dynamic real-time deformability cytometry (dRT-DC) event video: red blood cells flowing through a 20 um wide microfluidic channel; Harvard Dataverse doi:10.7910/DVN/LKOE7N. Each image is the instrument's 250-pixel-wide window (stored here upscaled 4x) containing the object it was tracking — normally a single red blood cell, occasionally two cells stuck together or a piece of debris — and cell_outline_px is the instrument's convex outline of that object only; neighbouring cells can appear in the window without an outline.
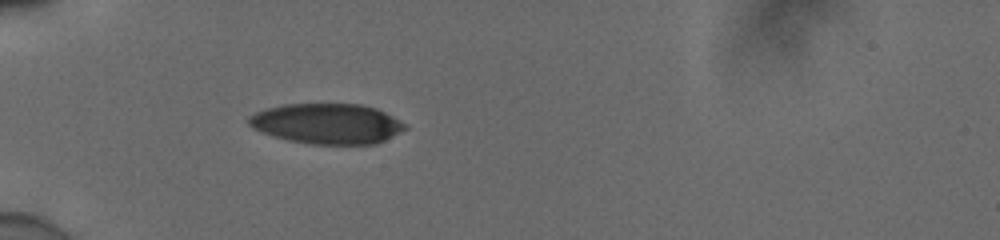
{"species": "human", "species_latin": "Homo sapiens", "temperature_condition": "cold", "stored_images_in_passage": 32, "camera_frame_rate_fps": 3000, "um_per_image_px": 0.085, "donor": {"sex": "male"}, "frame": {"image": 1, "passage_image": 1, "time_ms": 0.0, "image_size_px": [1000, 240], "cell_outline_px": [[408, 128], [376, 144], [312, 144], [288, 140], [252, 128], [248, 124], [248, 116], [256, 112], [268, 108], [284, 104], [360, 104], [376, 108], [408, 124]], "centroid_in_image_um": [27.83, 10.51], "position_along_channel_um": 57.2, "area_um2": 36.59}}
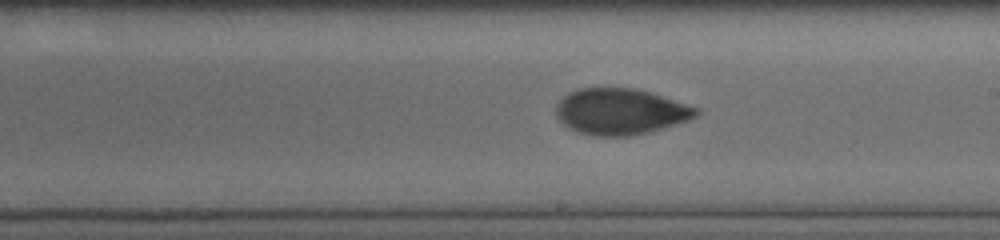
{"frame": {"image": 2, "passage_image": 16, "time_ms": 5.0, "image_size_px": [1000, 240], "cell_outline_px": [[700, 112], [696, 116], [688, 120], [648, 132], [628, 136], [596, 136], [580, 132], [568, 128], [556, 116], [556, 104], [568, 92], [580, 88], [636, 88], [700, 108]], "centroid_in_image_um": [52.72, 9.48], "position_along_channel_um": 236.3, "area_um2": 37.45}}
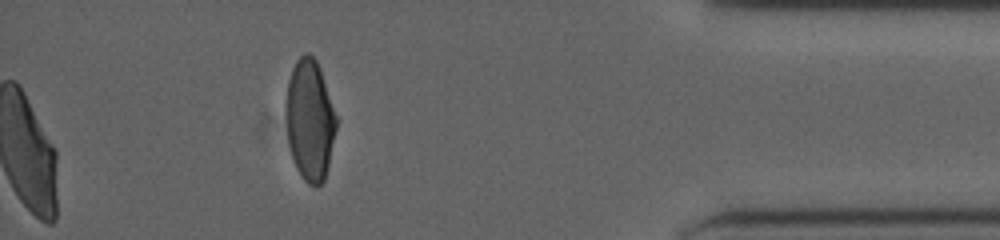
{"frame": {"image": 3, "passage_image": 32, "time_ms": 10.333, "image_size_px": [1000, 240], "cell_outline_px": [[336, 128], [328, 168], [324, 180], [316, 188], [308, 184], [300, 176], [296, 168], [292, 156], [288, 140], [284, 108], [284, 104], [288, 80], [292, 68], [296, 60], [304, 52], [308, 52], [316, 60], [320, 68], [336, 116]], "centroid_in_image_um": [26.31, 10.2], "position_along_channel_um": 408.9, "area_um2": 35.78}, "authors_computed_cell_mechanics": {"area_um2": 37.9746, "velocity_mm_per_s": 3.9168, "shape_relaxation_time_tau1_ms": 5.3054, "shape_relaxation_time_tau2_ms": 1.5596, "deformation_change_tau1": 0.1604, "deformation_change_tau2": 0.0576}}